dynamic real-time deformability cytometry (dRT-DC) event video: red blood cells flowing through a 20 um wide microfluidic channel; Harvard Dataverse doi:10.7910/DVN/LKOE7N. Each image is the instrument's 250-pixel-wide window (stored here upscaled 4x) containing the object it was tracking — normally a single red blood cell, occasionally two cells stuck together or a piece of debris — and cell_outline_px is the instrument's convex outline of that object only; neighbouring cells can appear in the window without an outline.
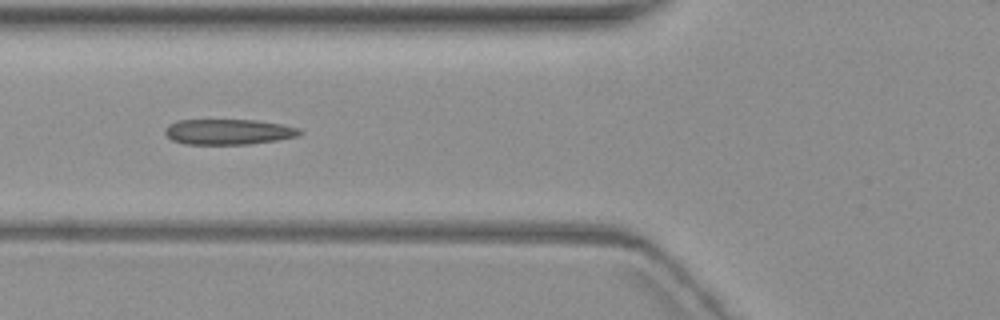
{"species": "common noctule bat (a hibernating species)", "species_latin": "Nyctalus noctula", "temperature_condition": "warm", "stored_images_in_passage": 9, "camera_frame_rate_fps": 3000, "um_per_image_px": 0.085, "animal": {"sex": "female", "body_mass_g": 19.3, "forearm_length_mm": 54.1}, "frame": {"image": 1, "passage_image": 6, "time_ms": 6.667, "image_size_px": [1000, 320], "cell_outline_px": [[304, 132], [296, 136], [276, 140], [248, 144], [184, 144], [172, 140], [164, 132], [164, 128], [168, 124], [180, 120], [256, 120], [280, 124], [300, 128]], "centroid_in_image_um": [19.39, 11.2], "position_along_channel_um": 106.4, "area_um2": 19.94}}
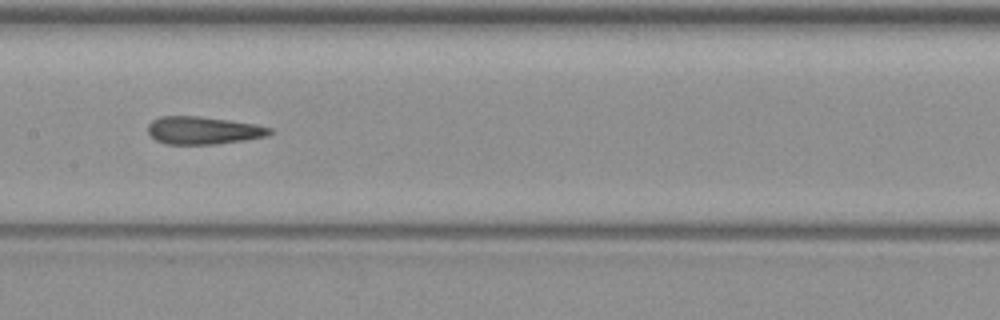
{"frame": {"image": 2, "passage_image": 8, "time_ms": 9.0, "image_size_px": [1000, 320], "cell_outline_px": [[272, 132], [268, 136], [244, 140], [216, 144], [164, 144], [148, 136], [148, 124], [152, 120], [160, 116], [200, 116], [256, 124], [272, 128]], "centroid_in_image_um": [17.25, 11.08], "position_along_channel_um": 190.2, "area_um2": 19.83}}
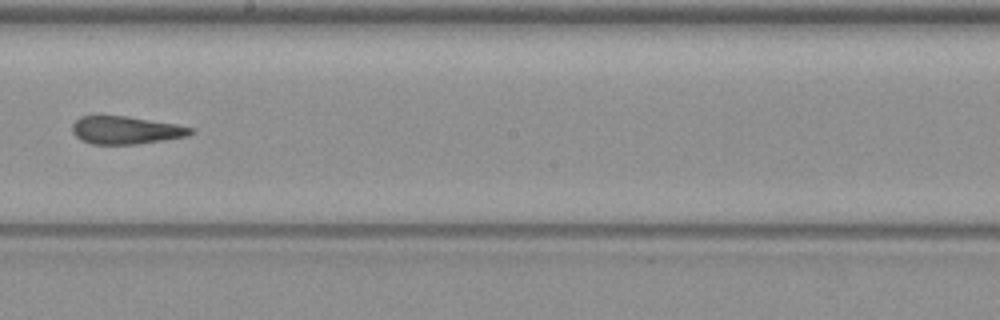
{"frame": {"image": 3, "passage_image": 9, "time_ms": 10.333, "image_size_px": [1000, 320], "cell_outline_px": [[196, 132], [188, 136], [164, 140], [136, 144], [92, 144], [80, 140], [72, 132], [72, 124], [80, 116], [128, 116], [176, 124], [192, 128]], "centroid_in_image_um": [10.7, 11.06], "position_along_channel_um": 237.5, "area_um2": 19.25}}